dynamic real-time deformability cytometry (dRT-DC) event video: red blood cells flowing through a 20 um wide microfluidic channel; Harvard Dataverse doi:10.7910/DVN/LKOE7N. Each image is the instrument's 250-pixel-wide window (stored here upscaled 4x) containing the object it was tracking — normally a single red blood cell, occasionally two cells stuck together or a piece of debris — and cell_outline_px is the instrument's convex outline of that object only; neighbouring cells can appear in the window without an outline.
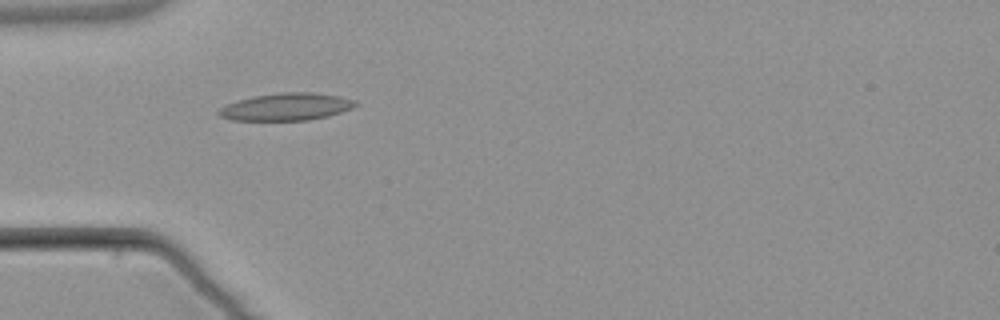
{"species": "common noctule bat (a hibernating species)", "species_latin": "Nyctalus noctula", "temperature_condition": "warm", "stored_images_in_passage": 2, "camera_frame_rate_fps": 3000, "um_per_image_px": 0.085, "animal": {"sex": "male", "body_mass_g": 21.5, "forearm_length_mm": 52.0}, "frame": {"image": 1, "passage_image": 1, "time_ms": 0.0, "image_size_px": [1000, 320], "cell_outline_px": [[360, 104], [352, 108], [328, 116], [308, 120], [232, 120], [220, 116], [216, 112], [220, 108], [228, 104], [252, 96], [280, 92], [312, 92], [336, 96], [356, 100]], "centroid_in_image_um": [24.35, 9.07], "position_along_channel_um": 60.7, "area_um2": 21.68}}
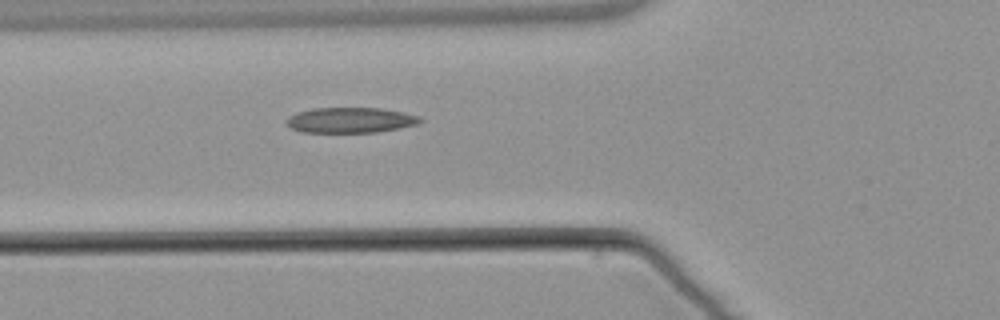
{"frame": {"image": 2, "passage_image": 2, "time_ms": 1.0, "image_size_px": [1000, 320], "cell_outline_px": [[424, 120], [420, 124], [400, 128], [376, 132], [300, 132], [292, 128], [284, 120], [288, 116], [312, 108], [380, 108], [404, 112], [420, 116]], "centroid_in_image_um": [29.83, 10.21], "position_along_channel_um": 96.0, "area_um2": 19.88}}